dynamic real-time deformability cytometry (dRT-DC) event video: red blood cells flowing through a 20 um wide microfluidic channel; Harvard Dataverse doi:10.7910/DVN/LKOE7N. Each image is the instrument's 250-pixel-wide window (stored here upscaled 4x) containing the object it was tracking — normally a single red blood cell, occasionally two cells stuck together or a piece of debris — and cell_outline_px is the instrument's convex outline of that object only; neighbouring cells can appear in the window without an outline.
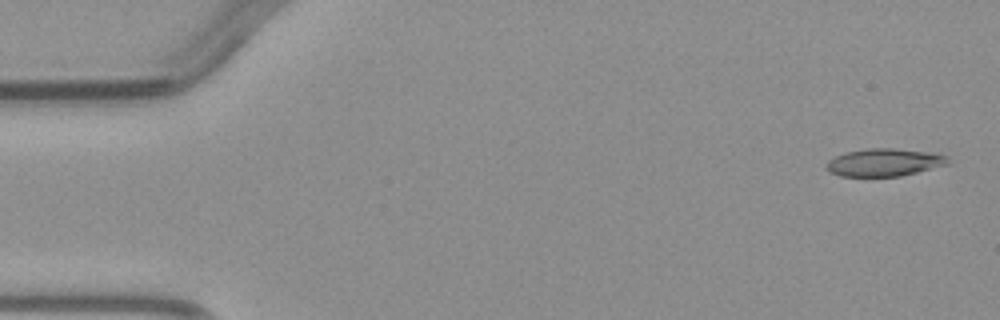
{"species": "common noctule bat (a hibernating species)", "species_latin": "Nyctalus noctula", "temperature_condition": "warm", "stored_images_in_passage": 5, "camera_frame_rate_fps": 3000, "um_per_image_px": 0.085, "animal": {"sex": "male", "body_mass_g": 23.1, "forearm_length_mm": 52.7}, "frame": {"image": 1, "passage_image": 5, "time_ms": 5.0, "image_size_px": [1000, 320], "cell_outline_px": [[948, 164], [900, 176], [840, 176], [828, 172], [828, 160], [844, 152], [868, 148], [892, 148], [932, 152], [948, 156]], "centroid_in_image_um": [75.16, 13.79], "position_along_channel_um": 9.8, "area_um2": 19.48}}